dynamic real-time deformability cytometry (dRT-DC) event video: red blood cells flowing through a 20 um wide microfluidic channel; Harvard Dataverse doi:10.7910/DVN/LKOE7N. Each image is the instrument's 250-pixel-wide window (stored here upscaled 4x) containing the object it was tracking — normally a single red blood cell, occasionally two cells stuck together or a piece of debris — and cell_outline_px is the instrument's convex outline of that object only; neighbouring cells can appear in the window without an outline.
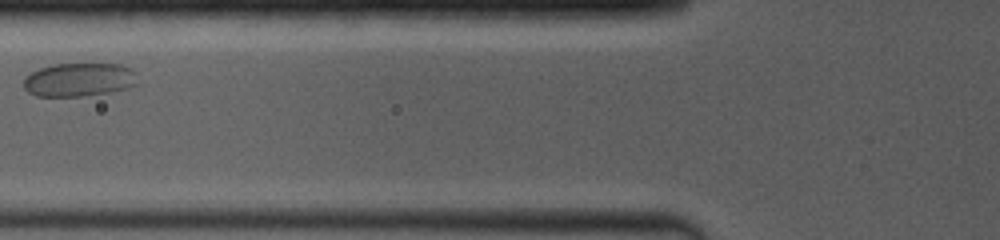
{"species": "common noctule bat (a hibernating species)", "species_latin": "Nyctalus noctula", "temperature_condition": "room temperature", "stored_images_in_passage": 5, "camera_frame_rate_fps": 4000, "um_per_image_px": 0.085, "animal": {"sex": "female", "body_mass_g": 19.0, "forearm_length_mm": 53.3}, "frame": {"image": 1, "passage_image": 3, "time_ms": 1.75, "image_size_px": [1000, 240], "cell_outline_px": [[136, 84], [124, 88], [108, 92], [84, 96], [36, 96], [28, 92], [24, 88], [24, 80], [32, 72], [40, 68], [52, 64], [120, 64], [132, 68], [136, 72]], "centroid_in_image_um": [6.72, 6.77], "position_along_channel_um": 119.1, "area_um2": 22.14}}